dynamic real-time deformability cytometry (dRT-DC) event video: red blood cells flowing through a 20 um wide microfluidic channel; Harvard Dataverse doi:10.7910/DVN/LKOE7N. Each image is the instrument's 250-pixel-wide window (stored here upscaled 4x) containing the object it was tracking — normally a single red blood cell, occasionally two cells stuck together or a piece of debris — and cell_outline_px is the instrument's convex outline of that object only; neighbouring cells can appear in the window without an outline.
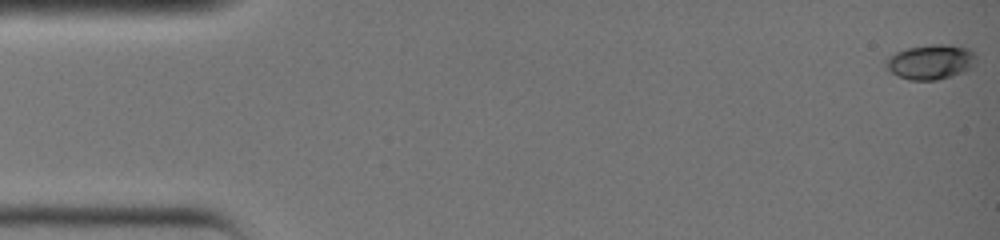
{"species": "common noctule bat (a hibernating species)", "species_latin": "Nyctalus noctula", "temperature_condition": "warm", "stored_images_in_passage": 2, "camera_frame_rate_fps": 3000, "um_per_image_px": 0.085, "animal": {"sex": "female", "body_mass_g": 19.0, "forearm_length_mm": 51.5}, "frame": {"image": 1, "passage_image": 1, "time_ms": 0.0, "image_size_px": [1000, 240], "cell_outline_px": [[976, 64], [972, 68], [964, 72], [952, 76], [936, 80], [908, 80], [896, 76], [884, 68], [884, 60], [888, 56], [896, 52], [908, 48], [932, 44], [944, 44], [968, 48], [976, 56]], "centroid_in_image_um": [79.07, 5.28], "position_along_channel_um": 5.9, "area_um2": 18.67}}